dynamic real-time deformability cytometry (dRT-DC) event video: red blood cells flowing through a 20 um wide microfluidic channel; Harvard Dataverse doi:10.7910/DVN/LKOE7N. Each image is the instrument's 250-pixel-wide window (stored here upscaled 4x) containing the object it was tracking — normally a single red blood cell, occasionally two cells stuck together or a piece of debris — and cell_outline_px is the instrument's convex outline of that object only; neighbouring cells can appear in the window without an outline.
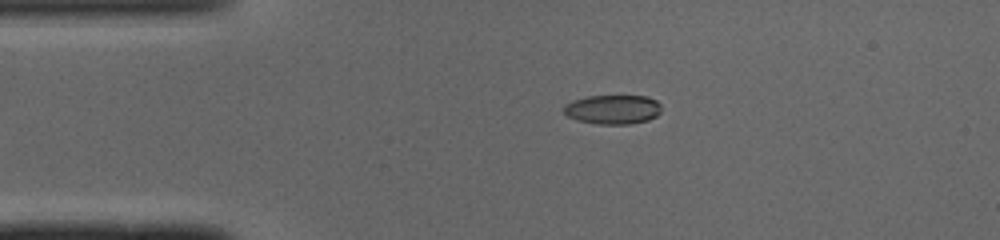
{"species": "common noctule bat (a hibernating species)", "species_latin": "Nyctalus noctula", "temperature_condition": "cold", "stored_images_in_passage": 33, "camera_frame_rate_fps": 3000, "um_per_image_px": 0.085, "animal": {"sex": "male", "body_mass_g": 19.0, "forearm_length_mm": 50.8}, "frame": {"image": 1, "passage_image": 1, "time_ms": 0.0, "image_size_px": [1000, 240], "cell_outline_px": [[660, 112], [656, 116], [648, 120], [628, 124], [596, 124], [576, 120], [568, 116], [564, 112], [564, 104], [572, 100], [588, 96], [648, 96], [656, 100], [660, 104]], "centroid_in_image_um": [52.07, 9.3], "position_along_channel_um": 32.9, "area_um2": 16.7}}
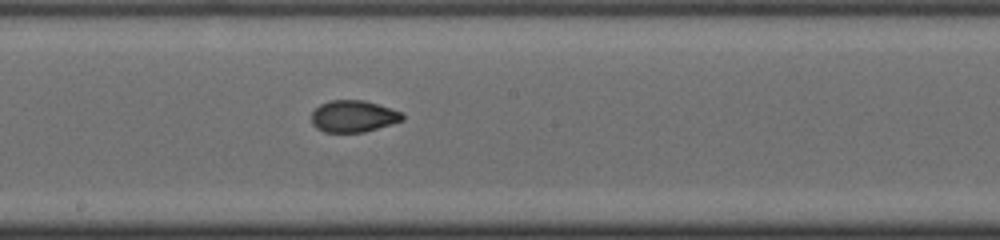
{"frame": {"image": 2, "passage_image": 17, "time_ms": 5.333, "image_size_px": [1000, 240], "cell_outline_px": [[404, 120], [392, 124], [364, 132], [324, 132], [316, 128], [312, 124], [312, 112], [320, 104], [328, 100], [364, 100], [400, 112], [404, 116]], "centroid_in_image_um": [30.01, 9.89], "position_along_channel_um": 218.2, "area_um2": 16.76}}
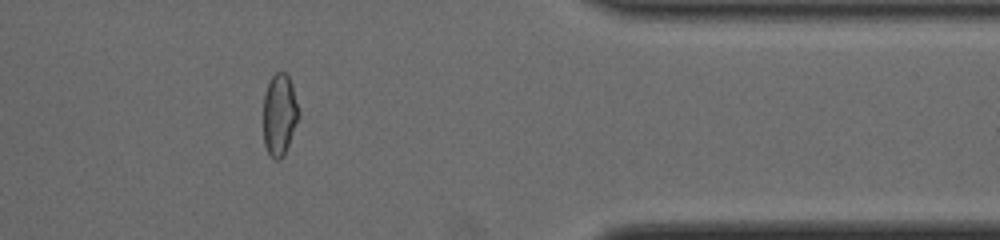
{"frame": {"image": 3, "passage_image": 31, "time_ms": 10.0, "image_size_px": [1000, 240], "cell_outline_px": [[300, 116], [284, 156], [280, 160], [276, 160], [268, 152], [264, 144], [264, 96], [268, 80], [276, 72], [284, 72], [288, 76], [292, 84], [300, 112]], "centroid_in_image_um": [23.77, 9.74], "position_along_channel_um": 387.6, "area_um2": 16.99}, "authors_computed_cell_mechanics": {"area_um2": 17.1088, "velocity_mm_per_s": 4.1224, "shape_relaxation_time_tau1_ms": 3.5567, "shape_relaxation_time_tau2_ms": 1.1305, "deformation_change_tau1": 0.1502, "deformation_change_tau2": 0.0479}}